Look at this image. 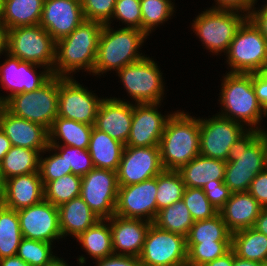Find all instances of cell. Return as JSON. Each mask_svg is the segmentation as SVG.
I'll list each match as a JSON object with an SVG mask.
<instances>
[{"label":"cell","mask_w":267,"mask_h":266,"mask_svg":"<svg viewBox=\"0 0 267 266\" xmlns=\"http://www.w3.org/2000/svg\"><path fill=\"white\" fill-rule=\"evenodd\" d=\"M240 11L209 8L199 14L192 23L193 32L210 52L226 53L241 25L248 19Z\"/></svg>","instance_id":"cell-7"},{"label":"cell","mask_w":267,"mask_h":266,"mask_svg":"<svg viewBox=\"0 0 267 266\" xmlns=\"http://www.w3.org/2000/svg\"><path fill=\"white\" fill-rule=\"evenodd\" d=\"M56 41L39 24L8 30L7 54L40 65L53 74Z\"/></svg>","instance_id":"cell-9"},{"label":"cell","mask_w":267,"mask_h":266,"mask_svg":"<svg viewBox=\"0 0 267 266\" xmlns=\"http://www.w3.org/2000/svg\"><path fill=\"white\" fill-rule=\"evenodd\" d=\"M2 191H3V180L1 179V176H0V196L2 194Z\"/></svg>","instance_id":"cell-62"},{"label":"cell","mask_w":267,"mask_h":266,"mask_svg":"<svg viewBox=\"0 0 267 266\" xmlns=\"http://www.w3.org/2000/svg\"><path fill=\"white\" fill-rule=\"evenodd\" d=\"M7 57L8 59L2 65L0 64V82L4 89L10 90L6 97L3 96L4 103L16 94L40 88L53 76L47 68L40 71L38 75L35 69L40 65L21 61L9 54Z\"/></svg>","instance_id":"cell-18"},{"label":"cell","mask_w":267,"mask_h":266,"mask_svg":"<svg viewBox=\"0 0 267 266\" xmlns=\"http://www.w3.org/2000/svg\"><path fill=\"white\" fill-rule=\"evenodd\" d=\"M125 145L93 126L88 152L94 168L117 171Z\"/></svg>","instance_id":"cell-28"},{"label":"cell","mask_w":267,"mask_h":266,"mask_svg":"<svg viewBox=\"0 0 267 266\" xmlns=\"http://www.w3.org/2000/svg\"><path fill=\"white\" fill-rule=\"evenodd\" d=\"M257 0H216L213 9L236 10L248 15Z\"/></svg>","instance_id":"cell-51"},{"label":"cell","mask_w":267,"mask_h":266,"mask_svg":"<svg viewBox=\"0 0 267 266\" xmlns=\"http://www.w3.org/2000/svg\"><path fill=\"white\" fill-rule=\"evenodd\" d=\"M226 55L230 73L267 71V39L249 19L237 31Z\"/></svg>","instance_id":"cell-8"},{"label":"cell","mask_w":267,"mask_h":266,"mask_svg":"<svg viewBox=\"0 0 267 266\" xmlns=\"http://www.w3.org/2000/svg\"><path fill=\"white\" fill-rule=\"evenodd\" d=\"M183 266H202V265H195V264L186 262Z\"/></svg>","instance_id":"cell-63"},{"label":"cell","mask_w":267,"mask_h":266,"mask_svg":"<svg viewBox=\"0 0 267 266\" xmlns=\"http://www.w3.org/2000/svg\"><path fill=\"white\" fill-rule=\"evenodd\" d=\"M210 203L218 210L229 200L231 192L223 180H213L202 187Z\"/></svg>","instance_id":"cell-47"},{"label":"cell","mask_w":267,"mask_h":266,"mask_svg":"<svg viewBox=\"0 0 267 266\" xmlns=\"http://www.w3.org/2000/svg\"><path fill=\"white\" fill-rule=\"evenodd\" d=\"M58 213L62 238L70 234L77 239L100 220L80 196L60 205Z\"/></svg>","instance_id":"cell-26"},{"label":"cell","mask_w":267,"mask_h":266,"mask_svg":"<svg viewBox=\"0 0 267 266\" xmlns=\"http://www.w3.org/2000/svg\"><path fill=\"white\" fill-rule=\"evenodd\" d=\"M253 88L258 102L267 111V71L253 73Z\"/></svg>","instance_id":"cell-50"},{"label":"cell","mask_w":267,"mask_h":266,"mask_svg":"<svg viewBox=\"0 0 267 266\" xmlns=\"http://www.w3.org/2000/svg\"><path fill=\"white\" fill-rule=\"evenodd\" d=\"M139 259L143 266H183L187 262L186 237L151 223Z\"/></svg>","instance_id":"cell-11"},{"label":"cell","mask_w":267,"mask_h":266,"mask_svg":"<svg viewBox=\"0 0 267 266\" xmlns=\"http://www.w3.org/2000/svg\"><path fill=\"white\" fill-rule=\"evenodd\" d=\"M2 5H3V0H0V23L2 19Z\"/></svg>","instance_id":"cell-61"},{"label":"cell","mask_w":267,"mask_h":266,"mask_svg":"<svg viewBox=\"0 0 267 266\" xmlns=\"http://www.w3.org/2000/svg\"><path fill=\"white\" fill-rule=\"evenodd\" d=\"M159 147L164 170H179L200 155V118L178 110L172 113Z\"/></svg>","instance_id":"cell-3"},{"label":"cell","mask_w":267,"mask_h":266,"mask_svg":"<svg viewBox=\"0 0 267 266\" xmlns=\"http://www.w3.org/2000/svg\"><path fill=\"white\" fill-rule=\"evenodd\" d=\"M231 249L240 258L267 265V236L253 227L231 233Z\"/></svg>","instance_id":"cell-31"},{"label":"cell","mask_w":267,"mask_h":266,"mask_svg":"<svg viewBox=\"0 0 267 266\" xmlns=\"http://www.w3.org/2000/svg\"><path fill=\"white\" fill-rule=\"evenodd\" d=\"M0 266H30V265L16 255L0 259Z\"/></svg>","instance_id":"cell-56"},{"label":"cell","mask_w":267,"mask_h":266,"mask_svg":"<svg viewBox=\"0 0 267 266\" xmlns=\"http://www.w3.org/2000/svg\"><path fill=\"white\" fill-rule=\"evenodd\" d=\"M246 129V126L219 114L206 120L201 118L200 155L227 161L231 146Z\"/></svg>","instance_id":"cell-14"},{"label":"cell","mask_w":267,"mask_h":266,"mask_svg":"<svg viewBox=\"0 0 267 266\" xmlns=\"http://www.w3.org/2000/svg\"><path fill=\"white\" fill-rule=\"evenodd\" d=\"M93 126L57 116L48 131L49 143L62 140L63 145L88 149Z\"/></svg>","instance_id":"cell-30"},{"label":"cell","mask_w":267,"mask_h":266,"mask_svg":"<svg viewBox=\"0 0 267 266\" xmlns=\"http://www.w3.org/2000/svg\"><path fill=\"white\" fill-rule=\"evenodd\" d=\"M234 251L231 249L225 255L216 258L215 260L204 264L203 266H233Z\"/></svg>","instance_id":"cell-53"},{"label":"cell","mask_w":267,"mask_h":266,"mask_svg":"<svg viewBox=\"0 0 267 266\" xmlns=\"http://www.w3.org/2000/svg\"><path fill=\"white\" fill-rule=\"evenodd\" d=\"M0 128L12 146L37 150L39 153H45L44 150L49 146V132L45 127L16 116L5 107L0 113Z\"/></svg>","instance_id":"cell-21"},{"label":"cell","mask_w":267,"mask_h":266,"mask_svg":"<svg viewBox=\"0 0 267 266\" xmlns=\"http://www.w3.org/2000/svg\"><path fill=\"white\" fill-rule=\"evenodd\" d=\"M11 147V141L0 128V161L3 159L5 154L11 149Z\"/></svg>","instance_id":"cell-55"},{"label":"cell","mask_w":267,"mask_h":266,"mask_svg":"<svg viewBox=\"0 0 267 266\" xmlns=\"http://www.w3.org/2000/svg\"><path fill=\"white\" fill-rule=\"evenodd\" d=\"M82 177L75 174L64 175L44 186V200L59 207L81 194Z\"/></svg>","instance_id":"cell-37"},{"label":"cell","mask_w":267,"mask_h":266,"mask_svg":"<svg viewBox=\"0 0 267 266\" xmlns=\"http://www.w3.org/2000/svg\"><path fill=\"white\" fill-rule=\"evenodd\" d=\"M8 29L0 23V56L3 52L7 53Z\"/></svg>","instance_id":"cell-57"},{"label":"cell","mask_w":267,"mask_h":266,"mask_svg":"<svg viewBox=\"0 0 267 266\" xmlns=\"http://www.w3.org/2000/svg\"><path fill=\"white\" fill-rule=\"evenodd\" d=\"M233 266H266L264 263H260L257 261H250L247 259L240 258L234 253V261Z\"/></svg>","instance_id":"cell-58"},{"label":"cell","mask_w":267,"mask_h":266,"mask_svg":"<svg viewBox=\"0 0 267 266\" xmlns=\"http://www.w3.org/2000/svg\"><path fill=\"white\" fill-rule=\"evenodd\" d=\"M187 262L195 265H204L228 253L231 242L214 243H186Z\"/></svg>","instance_id":"cell-41"},{"label":"cell","mask_w":267,"mask_h":266,"mask_svg":"<svg viewBox=\"0 0 267 266\" xmlns=\"http://www.w3.org/2000/svg\"><path fill=\"white\" fill-rule=\"evenodd\" d=\"M44 200V185L39 172L11 177L3 182L0 202L16 211Z\"/></svg>","instance_id":"cell-23"},{"label":"cell","mask_w":267,"mask_h":266,"mask_svg":"<svg viewBox=\"0 0 267 266\" xmlns=\"http://www.w3.org/2000/svg\"><path fill=\"white\" fill-rule=\"evenodd\" d=\"M133 116V104L120 98H103L100 103L94 127L109 134L126 145Z\"/></svg>","instance_id":"cell-22"},{"label":"cell","mask_w":267,"mask_h":266,"mask_svg":"<svg viewBox=\"0 0 267 266\" xmlns=\"http://www.w3.org/2000/svg\"><path fill=\"white\" fill-rule=\"evenodd\" d=\"M102 100L76 82L73 76L59 77V117L94 125Z\"/></svg>","instance_id":"cell-13"},{"label":"cell","mask_w":267,"mask_h":266,"mask_svg":"<svg viewBox=\"0 0 267 266\" xmlns=\"http://www.w3.org/2000/svg\"><path fill=\"white\" fill-rule=\"evenodd\" d=\"M221 84L220 104L223 110L219 115L234 120L248 130H262L258 127L262 115L267 116V111L258 102L253 88V73L228 72ZM250 126V127H249ZM254 127V128H253Z\"/></svg>","instance_id":"cell-4"},{"label":"cell","mask_w":267,"mask_h":266,"mask_svg":"<svg viewBox=\"0 0 267 266\" xmlns=\"http://www.w3.org/2000/svg\"><path fill=\"white\" fill-rule=\"evenodd\" d=\"M147 35L137 28L113 30L110 24L102 27L93 68L94 75L107 71H119L126 65L139 61L144 55L138 52Z\"/></svg>","instance_id":"cell-5"},{"label":"cell","mask_w":267,"mask_h":266,"mask_svg":"<svg viewBox=\"0 0 267 266\" xmlns=\"http://www.w3.org/2000/svg\"><path fill=\"white\" fill-rule=\"evenodd\" d=\"M22 238L17 211L0 202V259L16 256Z\"/></svg>","instance_id":"cell-34"},{"label":"cell","mask_w":267,"mask_h":266,"mask_svg":"<svg viewBox=\"0 0 267 266\" xmlns=\"http://www.w3.org/2000/svg\"><path fill=\"white\" fill-rule=\"evenodd\" d=\"M248 192L263 208H267V168L252 180Z\"/></svg>","instance_id":"cell-48"},{"label":"cell","mask_w":267,"mask_h":266,"mask_svg":"<svg viewBox=\"0 0 267 266\" xmlns=\"http://www.w3.org/2000/svg\"><path fill=\"white\" fill-rule=\"evenodd\" d=\"M116 73L135 104L160 103L163 100V73L151 58L143 57Z\"/></svg>","instance_id":"cell-10"},{"label":"cell","mask_w":267,"mask_h":266,"mask_svg":"<svg viewBox=\"0 0 267 266\" xmlns=\"http://www.w3.org/2000/svg\"><path fill=\"white\" fill-rule=\"evenodd\" d=\"M114 254L139 257L151 222L143 219L109 218Z\"/></svg>","instance_id":"cell-24"},{"label":"cell","mask_w":267,"mask_h":266,"mask_svg":"<svg viewBox=\"0 0 267 266\" xmlns=\"http://www.w3.org/2000/svg\"><path fill=\"white\" fill-rule=\"evenodd\" d=\"M44 0H3L1 23L9 30L39 25Z\"/></svg>","instance_id":"cell-29"},{"label":"cell","mask_w":267,"mask_h":266,"mask_svg":"<svg viewBox=\"0 0 267 266\" xmlns=\"http://www.w3.org/2000/svg\"><path fill=\"white\" fill-rule=\"evenodd\" d=\"M23 238L48 242L62 238L58 207L42 202L17 211Z\"/></svg>","instance_id":"cell-17"},{"label":"cell","mask_w":267,"mask_h":266,"mask_svg":"<svg viewBox=\"0 0 267 266\" xmlns=\"http://www.w3.org/2000/svg\"><path fill=\"white\" fill-rule=\"evenodd\" d=\"M112 18L127 24V28L142 30V14L140 0H117Z\"/></svg>","instance_id":"cell-45"},{"label":"cell","mask_w":267,"mask_h":266,"mask_svg":"<svg viewBox=\"0 0 267 266\" xmlns=\"http://www.w3.org/2000/svg\"><path fill=\"white\" fill-rule=\"evenodd\" d=\"M182 200L194 221L210 219L219 213L210 203L202 188L185 187Z\"/></svg>","instance_id":"cell-42"},{"label":"cell","mask_w":267,"mask_h":266,"mask_svg":"<svg viewBox=\"0 0 267 266\" xmlns=\"http://www.w3.org/2000/svg\"><path fill=\"white\" fill-rule=\"evenodd\" d=\"M57 143H49L45 152L57 151V153L65 160L67 168L72 169V174L83 177L90 170L94 168L92 158L88 152V149L75 148L66 145H60Z\"/></svg>","instance_id":"cell-40"},{"label":"cell","mask_w":267,"mask_h":266,"mask_svg":"<svg viewBox=\"0 0 267 266\" xmlns=\"http://www.w3.org/2000/svg\"><path fill=\"white\" fill-rule=\"evenodd\" d=\"M71 173L72 169L67 168L65 160L57 152L49 157H39V174L44 186L50 181Z\"/></svg>","instance_id":"cell-46"},{"label":"cell","mask_w":267,"mask_h":266,"mask_svg":"<svg viewBox=\"0 0 267 266\" xmlns=\"http://www.w3.org/2000/svg\"><path fill=\"white\" fill-rule=\"evenodd\" d=\"M59 77L52 76L40 88L10 97L4 107L12 114L50 130L58 116Z\"/></svg>","instance_id":"cell-6"},{"label":"cell","mask_w":267,"mask_h":266,"mask_svg":"<svg viewBox=\"0 0 267 266\" xmlns=\"http://www.w3.org/2000/svg\"><path fill=\"white\" fill-rule=\"evenodd\" d=\"M44 266H68V264L61 258L54 256L47 264Z\"/></svg>","instance_id":"cell-59"},{"label":"cell","mask_w":267,"mask_h":266,"mask_svg":"<svg viewBox=\"0 0 267 266\" xmlns=\"http://www.w3.org/2000/svg\"><path fill=\"white\" fill-rule=\"evenodd\" d=\"M52 244L22 238L18 247L17 256L30 266H44L55 255H52Z\"/></svg>","instance_id":"cell-43"},{"label":"cell","mask_w":267,"mask_h":266,"mask_svg":"<svg viewBox=\"0 0 267 266\" xmlns=\"http://www.w3.org/2000/svg\"><path fill=\"white\" fill-rule=\"evenodd\" d=\"M156 194L157 176L137 184L119 186L115 215L153 223L158 213Z\"/></svg>","instance_id":"cell-16"},{"label":"cell","mask_w":267,"mask_h":266,"mask_svg":"<svg viewBox=\"0 0 267 266\" xmlns=\"http://www.w3.org/2000/svg\"><path fill=\"white\" fill-rule=\"evenodd\" d=\"M117 0H82L81 6L85 20L111 24Z\"/></svg>","instance_id":"cell-44"},{"label":"cell","mask_w":267,"mask_h":266,"mask_svg":"<svg viewBox=\"0 0 267 266\" xmlns=\"http://www.w3.org/2000/svg\"><path fill=\"white\" fill-rule=\"evenodd\" d=\"M267 168V132L248 130L231 146L224 183L231 193L248 192L252 180Z\"/></svg>","instance_id":"cell-1"},{"label":"cell","mask_w":267,"mask_h":266,"mask_svg":"<svg viewBox=\"0 0 267 266\" xmlns=\"http://www.w3.org/2000/svg\"><path fill=\"white\" fill-rule=\"evenodd\" d=\"M85 20L78 0H44L40 25L57 41Z\"/></svg>","instance_id":"cell-20"},{"label":"cell","mask_w":267,"mask_h":266,"mask_svg":"<svg viewBox=\"0 0 267 266\" xmlns=\"http://www.w3.org/2000/svg\"><path fill=\"white\" fill-rule=\"evenodd\" d=\"M117 172L93 168L82 177L80 197L100 219L115 214L118 197Z\"/></svg>","instance_id":"cell-12"},{"label":"cell","mask_w":267,"mask_h":266,"mask_svg":"<svg viewBox=\"0 0 267 266\" xmlns=\"http://www.w3.org/2000/svg\"><path fill=\"white\" fill-rule=\"evenodd\" d=\"M163 170L159 146H125L116 171L118 185L137 184L156 177Z\"/></svg>","instance_id":"cell-15"},{"label":"cell","mask_w":267,"mask_h":266,"mask_svg":"<svg viewBox=\"0 0 267 266\" xmlns=\"http://www.w3.org/2000/svg\"><path fill=\"white\" fill-rule=\"evenodd\" d=\"M248 19L267 39V4H265L263 8H260L259 10H256V8L253 7L248 14Z\"/></svg>","instance_id":"cell-52"},{"label":"cell","mask_w":267,"mask_h":266,"mask_svg":"<svg viewBox=\"0 0 267 266\" xmlns=\"http://www.w3.org/2000/svg\"><path fill=\"white\" fill-rule=\"evenodd\" d=\"M263 207L249 192L231 193L229 200L220 209L227 229L236 231L254 227L255 222Z\"/></svg>","instance_id":"cell-25"},{"label":"cell","mask_w":267,"mask_h":266,"mask_svg":"<svg viewBox=\"0 0 267 266\" xmlns=\"http://www.w3.org/2000/svg\"><path fill=\"white\" fill-rule=\"evenodd\" d=\"M253 228L267 236V208L262 209Z\"/></svg>","instance_id":"cell-54"},{"label":"cell","mask_w":267,"mask_h":266,"mask_svg":"<svg viewBox=\"0 0 267 266\" xmlns=\"http://www.w3.org/2000/svg\"><path fill=\"white\" fill-rule=\"evenodd\" d=\"M231 242V232L220 213L210 219L194 221L186 243Z\"/></svg>","instance_id":"cell-36"},{"label":"cell","mask_w":267,"mask_h":266,"mask_svg":"<svg viewBox=\"0 0 267 266\" xmlns=\"http://www.w3.org/2000/svg\"><path fill=\"white\" fill-rule=\"evenodd\" d=\"M226 161L198 155L178 171L185 187L202 188L213 180H224Z\"/></svg>","instance_id":"cell-27"},{"label":"cell","mask_w":267,"mask_h":266,"mask_svg":"<svg viewBox=\"0 0 267 266\" xmlns=\"http://www.w3.org/2000/svg\"><path fill=\"white\" fill-rule=\"evenodd\" d=\"M37 150L12 146L0 161V176L3 182L11 177L39 172Z\"/></svg>","instance_id":"cell-32"},{"label":"cell","mask_w":267,"mask_h":266,"mask_svg":"<svg viewBox=\"0 0 267 266\" xmlns=\"http://www.w3.org/2000/svg\"><path fill=\"white\" fill-rule=\"evenodd\" d=\"M102 27V23L84 20L68 36L57 40L53 75L71 77L81 69L93 73Z\"/></svg>","instance_id":"cell-2"},{"label":"cell","mask_w":267,"mask_h":266,"mask_svg":"<svg viewBox=\"0 0 267 266\" xmlns=\"http://www.w3.org/2000/svg\"><path fill=\"white\" fill-rule=\"evenodd\" d=\"M159 103L133 105V116L129 138L125 146H159L167 120L172 114L158 112Z\"/></svg>","instance_id":"cell-19"},{"label":"cell","mask_w":267,"mask_h":266,"mask_svg":"<svg viewBox=\"0 0 267 266\" xmlns=\"http://www.w3.org/2000/svg\"><path fill=\"white\" fill-rule=\"evenodd\" d=\"M153 224L162 230L187 237L194 220L186 204L181 199L159 210Z\"/></svg>","instance_id":"cell-35"},{"label":"cell","mask_w":267,"mask_h":266,"mask_svg":"<svg viewBox=\"0 0 267 266\" xmlns=\"http://www.w3.org/2000/svg\"><path fill=\"white\" fill-rule=\"evenodd\" d=\"M142 14V31L149 33L161 23L169 19L174 12V4L171 0H140Z\"/></svg>","instance_id":"cell-39"},{"label":"cell","mask_w":267,"mask_h":266,"mask_svg":"<svg viewBox=\"0 0 267 266\" xmlns=\"http://www.w3.org/2000/svg\"><path fill=\"white\" fill-rule=\"evenodd\" d=\"M185 184L178 170H163L157 175V209L162 210L183 197Z\"/></svg>","instance_id":"cell-38"},{"label":"cell","mask_w":267,"mask_h":266,"mask_svg":"<svg viewBox=\"0 0 267 266\" xmlns=\"http://www.w3.org/2000/svg\"><path fill=\"white\" fill-rule=\"evenodd\" d=\"M3 108H4V101H3V97L0 96V113L2 112Z\"/></svg>","instance_id":"cell-60"},{"label":"cell","mask_w":267,"mask_h":266,"mask_svg":"<svg viewBox=\"0 0 267 266\" xmlns=\"http://www.w3.org/2000/svg\"><path fill=\"white\" fill-rule=\"evenodd\" d=\"M96 261V266H143L137 256H124L114 253Z\"/></svg>","instance_id":"cell-49"},{"label":"cell","mask_w":267,"mask_h":266,"mask_svg":"<svg viewBox=\"0 0 267 266\" xmlns=\"http://www.w3.org/2000/svg\"><path fill=\"white\" fill-rule=\"evenodd\" d=\"M77 241L95 260L108 257L114 253L109 219L98 220L83 232L77 238Z\"/></svg>","instance_id":"cell-33"}]
</instances>
